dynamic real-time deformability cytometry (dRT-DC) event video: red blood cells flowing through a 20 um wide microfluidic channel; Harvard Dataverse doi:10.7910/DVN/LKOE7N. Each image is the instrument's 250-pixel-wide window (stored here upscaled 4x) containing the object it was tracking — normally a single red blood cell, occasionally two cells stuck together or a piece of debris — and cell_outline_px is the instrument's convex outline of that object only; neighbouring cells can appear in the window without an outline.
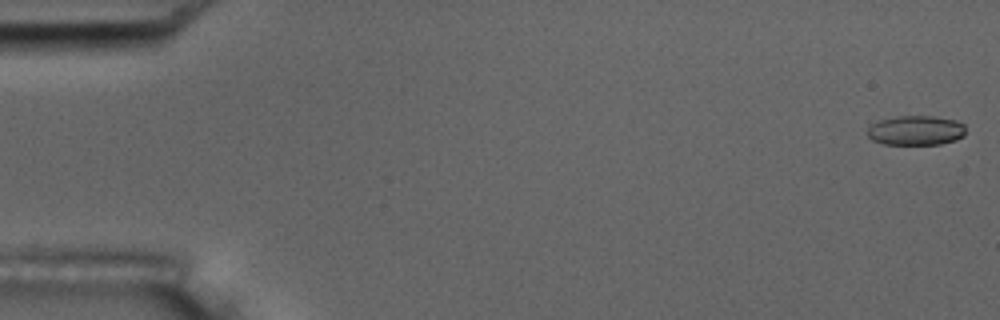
{"species": "common noctule bat (a hibernating species)", "species_latin": "Nyctalus noctula", "temperature_condition": "room temperature", "stored_images_in_passage": 6, "camera_frame_rate_fps": 3000, "um_per_image_px": 0.085, "animal": {"sex": "male", "body_mass_g": 17.5, "forearm_length_mm": 52.3}, "frame": {"image": 1, "passage_image": 1, "time_ms": 0.0, "image_size_px": [1000, 320], "cell_outline_px": [[964, 136], [956, 140], [940, 144], [884, 144], [872, 140], [868, 136], [868, 124], [880, 120], [896, 116], [932, 116], [956, 120], [964, 124]], "centroid_in_image_um": [77.83, 11.08], "position_along_channel_um": 7.2, "area_um2": 17.05}}
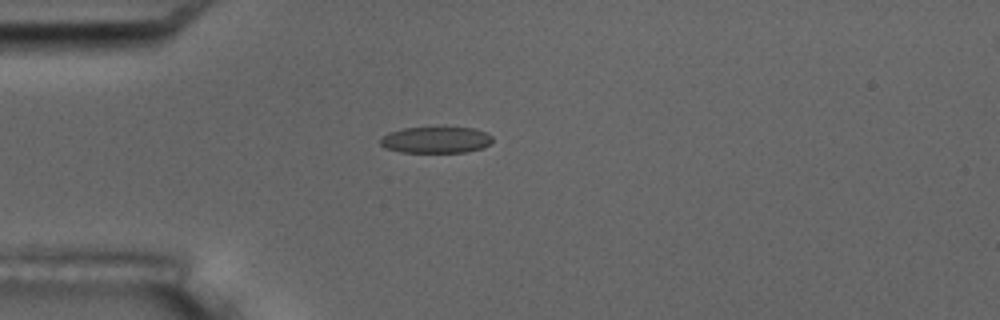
{"frame": {"image": 2, "passage_image": 5, "time_ms": 4.667, "image_size_px": [1000, 320], "cell_outline_px": [[492, 140], [484, 148], [464, 152], [400, 152], [384, 148], [380, 144], [380, 136], [388, 132], [404, 128], [476, 128], [492, 136]], "centroid_in_image_um": [37.0, 11.9], "position_along_channel_um": 48.0, "area_um2": 17.22}}